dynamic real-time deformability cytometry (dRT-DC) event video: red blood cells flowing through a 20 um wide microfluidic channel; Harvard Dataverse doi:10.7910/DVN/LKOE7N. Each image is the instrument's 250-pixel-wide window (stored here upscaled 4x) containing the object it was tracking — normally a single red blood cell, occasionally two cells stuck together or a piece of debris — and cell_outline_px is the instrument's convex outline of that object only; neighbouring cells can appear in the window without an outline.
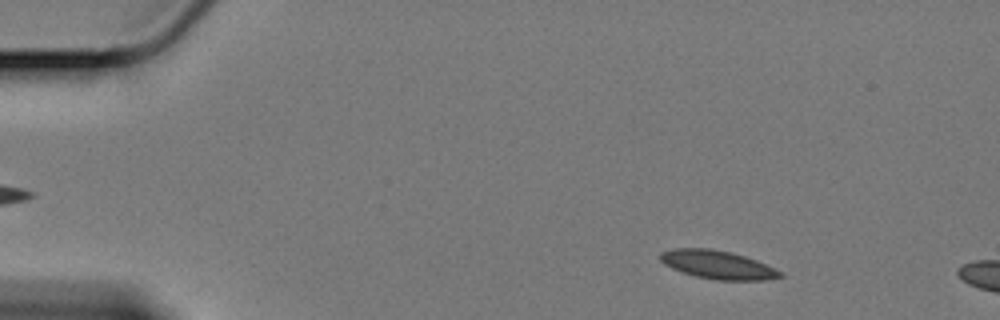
{"species": "Egyptian fruit bat (a non-hibernating species)", "species_latin": "Rousettus aegyptiacus", "temperature_condition": "cold", "stored_images_in_passage": 59, "segment_of_instrument_passage": [1, 2], "camera_frame_rate_fps": 3000, "um_per_image_px": 0.085, "animal": {"sex": "female"}, "frame": {"image": 1, "passage_image": 7, "time_ms": 2.0, "image_size_px": [1000, 320], "cell_outline_px": [[784, 276], [764, 280], [716, 280], [696, 276], [672, 268], [664, 264], [660, 260], [660, 252], [672, 248], [712, 248], [732, 252], [756, 260], [784, 272]], "centroid_in_image_um": [61.01, 22.49], "position_along_channel_um": 24.0, "area_um2": 19.88}}
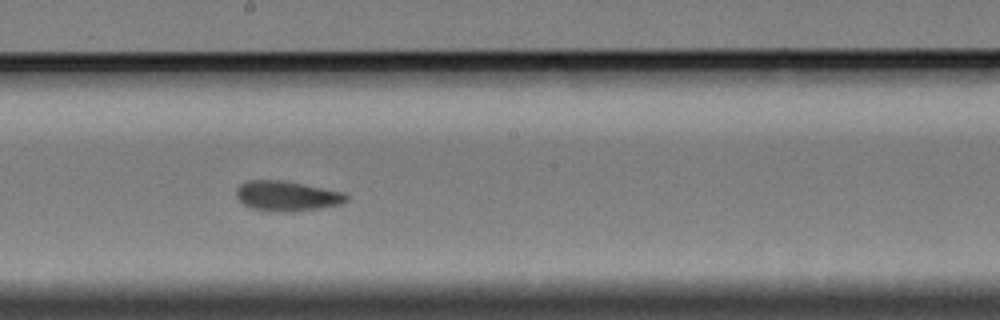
{"frame": {"image": 2, "passage_image": 32, "time_ms": 10.333, "image_size_px": [1000, 320], "cell_outline_px": [[348, 200], [340, 204], [320, 208], [292, 212], [276, 212], [252, 208], [244, 204], [236, 196], [236, 188], [240, 184], [248, 180], [280, 180], [344, 192], [348, 196]], "centroid_in_image_um": [24.37, 16.66], "position_along_channel_um": 223.8, "area_um2": 19.19}}
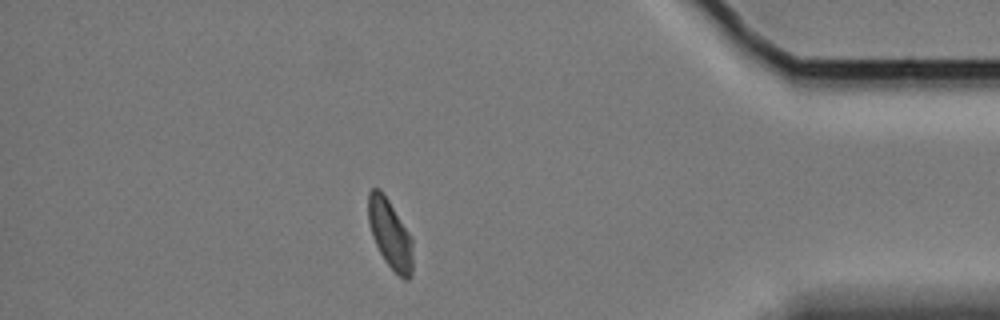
{"frame": {"image": 3, "passage_image": 51, "time_ms": 16.667, "image_size_px": [1000, 320], "cell_outline_px": [[412, 276], [408, 280], [404, 280], [384, 260], [372, 236], [368, 220], [368, 192], [372, 188], [380, 188], [388, 200], [412, 240]], "centroid_in_image_um": [33.13, 19.9], "position_along_channel_um": 402.1, "area_um2": 17.51}}